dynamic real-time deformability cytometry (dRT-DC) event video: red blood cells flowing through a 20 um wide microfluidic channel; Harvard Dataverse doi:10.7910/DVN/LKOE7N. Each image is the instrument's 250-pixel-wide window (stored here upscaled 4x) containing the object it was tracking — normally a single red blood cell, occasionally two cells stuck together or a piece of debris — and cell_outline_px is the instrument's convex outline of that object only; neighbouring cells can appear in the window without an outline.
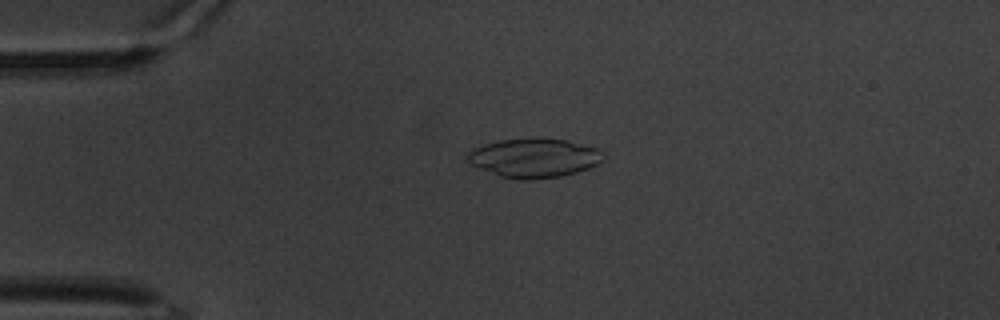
{"species": "common noctule bat (a hibernating species)", "species_latin": "Nyctalus noctula", "temperature_condition": "warm", "stored_images_in_passage": 52, "camera_frame_rate_fps": 3000, "um_per_image_px": 0.085, "animal": {"sex": "male", "body_mass_g": 20.1, "forearm_length_mm": 53.5}, "frame": {"image": 1, "passage_image": 5, "time_ms": 1.333, "image_size_px": [1000, 320], "cell_outline_px": [[604, 152], [600, 160], [596, 164], [588, 168], [576, 172], [560, 176], [532, 180], [520, 180], [500, 176], [480, 168], [472, 164], [468, 160], [468, 152], [472, 148], [484, 144], [500, 140], [564, 140], [596, 148]], "centroid_in_image_um": [45.37, 13.45], "position_along_channel_um": 39.6, "area_um2": 30.0}}
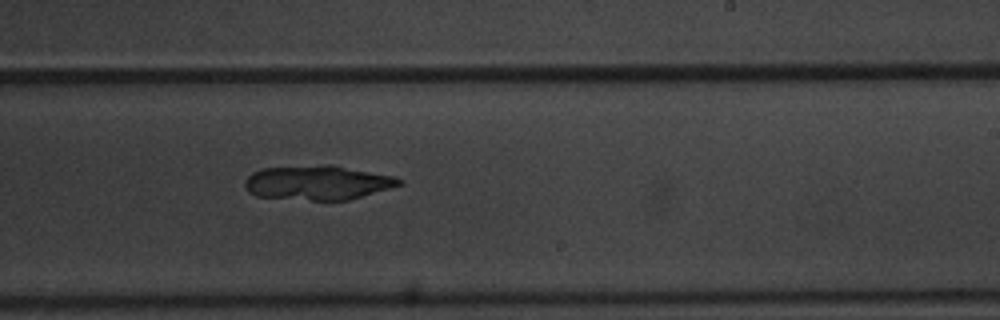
{"frame": {"image": 2, "passage_image": 28, "time_ms": 9.0, "image_size_px": [1000, 320], "cell_outline_px": [[404, 184], [348, 200], [312, 200], [256, 196], [248, 192], [244, 184], [244, 180], [252, 172], [264, 168], [324, 164], [332, 164], [396, 176], [404, 180]], "centroid_in_image_um": [27.03, 15.51], "position_along_channel_um": 262.0, "area_um2": 31.21}}
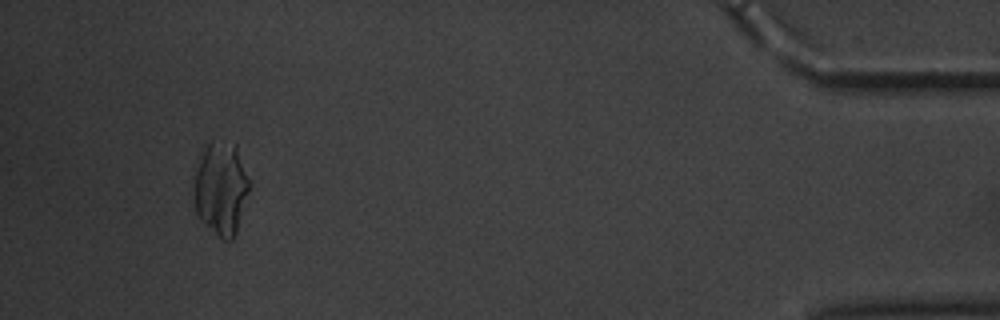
{"frame": {"image": 3, "passage_image": 48, "time_ms": 15.667, "image_size_px": [1000, 320], "cell_outline_px": [[252, 184], [236, 232], [232, 240], [224, 240], [204, 224], [200, 220], [196, 212], [196, 172], [200, 160], [208, 144], [212, 140], [224, 140], [236, 144]], "centroid_in_image_um": [18.85, 16.0], "position_along_channel_um": 416.3, "area_um2": 29.82}}